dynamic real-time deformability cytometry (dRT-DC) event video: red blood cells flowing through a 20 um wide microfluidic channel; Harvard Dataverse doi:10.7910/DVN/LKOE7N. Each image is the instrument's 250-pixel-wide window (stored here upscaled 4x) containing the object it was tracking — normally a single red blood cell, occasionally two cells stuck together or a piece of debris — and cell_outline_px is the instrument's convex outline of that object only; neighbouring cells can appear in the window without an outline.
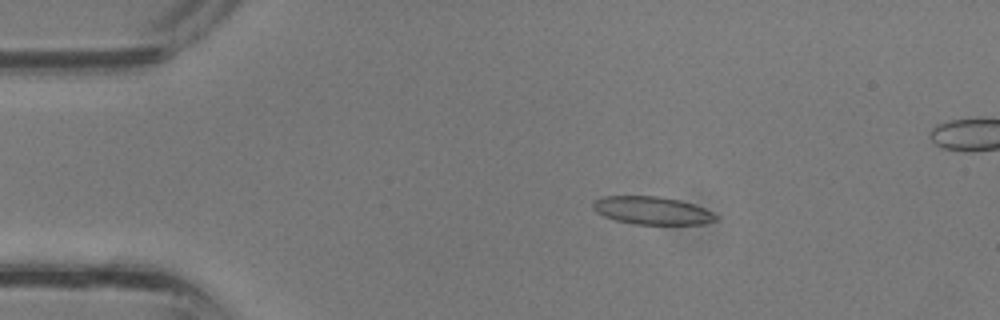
{"species": "common noctule bat (a hibernating species)", "species_latin": "Nyctalus noctula", "temperature_condition": "room temperature", "stored_images_in_passage": 36, "segment_of_instrument_passage": [1, 2], "camera_frame_rate_fps": 3000, "um_per_image_px": 0.085, "animal": {"sex": "male", "body_mass_g": 13.3}, "frame": {"image": 1, "passage_image": 6, "time_ms": 1.667, "image_size_px": [1000, 320], "cell_outline_px": [[720, 216], [716, 220], [704, 224], [632, 224], [616, 220], [604, 216], [596, 212], [592, 208], [592, 204], [596, 200], [604, 196], [656, 196], [680, 200], [704, 208]], "centroid_in_image_um": [55.44, 17.9], "position_along_channel_um": 29.6, "area_um2": 19.94}}
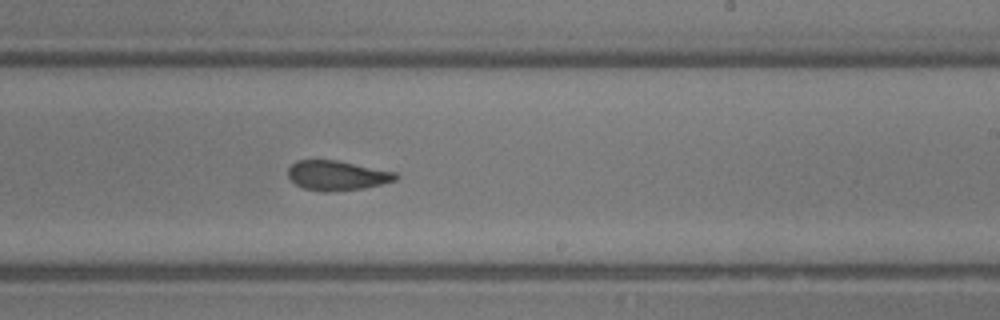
{"frame": {"image": 2, "passage_image": 21, "time_ms": 6.667, "image_size_px": [1000, 320], "cell_outline_px": [[400, 176], [396, 180], [364, 188], [328, 192], [320, 192], [304, 188], [296, 184], [288, 176], [288, 168], [296, 160], [336, 160], [396, 172]], "centroid_in_image_um": [28.64, 14.92], "position_along_channel_um": 260.4, "area_um2": 18.61}}
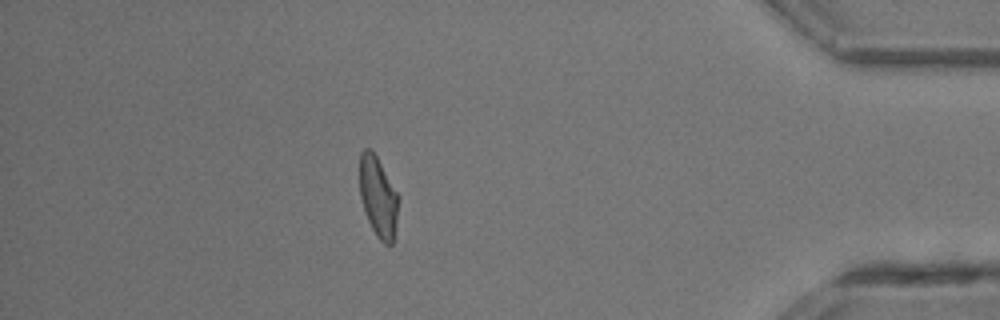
{"frame": {"image": 3, "passage_image": 31, "time_ms": 10.0, "image_size_px": [1000, 320], "cell_outline_px": [[396, 228], [392, 244], [384, 244], [376, 236], [368, 220], [360, 196], [360, 152], [364, 148], [372, 148], [396, 192]], "centroid_in_image_um": [32.11, 16.72], "position_along_channel_um": 403.1, "area_um2": 17.63}}